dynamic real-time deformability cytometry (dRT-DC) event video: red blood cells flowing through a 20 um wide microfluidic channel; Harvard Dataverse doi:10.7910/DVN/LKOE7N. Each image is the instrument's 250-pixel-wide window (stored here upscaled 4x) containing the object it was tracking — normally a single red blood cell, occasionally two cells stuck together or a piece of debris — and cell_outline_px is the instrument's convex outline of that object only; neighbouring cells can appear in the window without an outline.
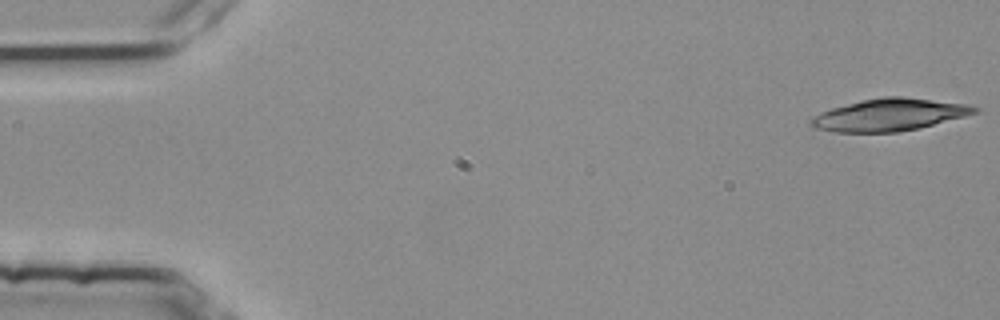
{"species": "common noctule bat (a hibernating species)", "species_latin": "Nyctalus noctula", "temperature_condition": "room temperature", "stored_images_in_passage": 4, "camera_frame_rate_fps": 3000, "um_per_image_px": 0.085, "animal": {"sex": "female", "body_mass_g": 25.1}, "frame": {"image": 1, "passage_image": 1, "time_ms": 0.0, "image_size_px": [1000, 320], "cell_outline_px": [[980, 112], [920, 128], [896, 132], [832, 132], [812, 128], [808, 124], [812, 116], [820, 112], [832, 108], [864, 100], [884, 96], [904, 96], [968, 104], [980, 108]], "centroid_in_image_um": [75.6, 9.76], "position_along_channel_um": 9.4, "area_um2": 30.92}}
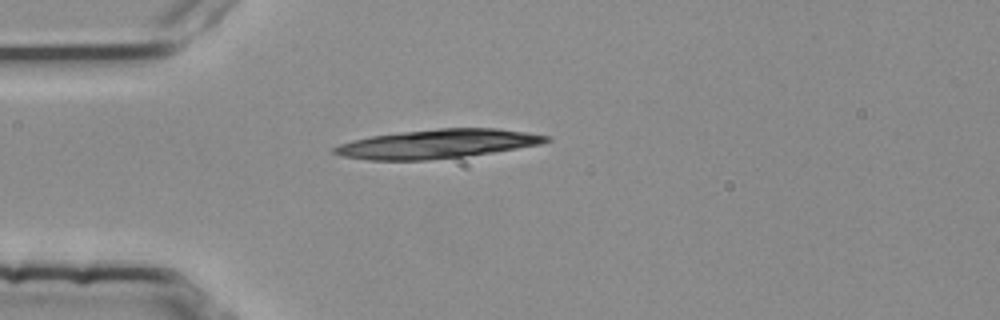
{"frame": {"image": 2, "passage_image": 4, "time_ms": 1.0, "image_size_px": [1000, 320], "cell_outline_px": [[552, 140], [540, 144], [492, 152], [464, 156], [428, 160], [368, 160], [340, 156], [332, 152], [332, 148], [340, 144], [352, 140], [372, 136], [400, 132], [440, 128], [496, 128], [552, 136]], "centroid_in_image_um": [37.15, 12.23], "position_along_channel_um": 47.8, "area_um2": 35.55}}